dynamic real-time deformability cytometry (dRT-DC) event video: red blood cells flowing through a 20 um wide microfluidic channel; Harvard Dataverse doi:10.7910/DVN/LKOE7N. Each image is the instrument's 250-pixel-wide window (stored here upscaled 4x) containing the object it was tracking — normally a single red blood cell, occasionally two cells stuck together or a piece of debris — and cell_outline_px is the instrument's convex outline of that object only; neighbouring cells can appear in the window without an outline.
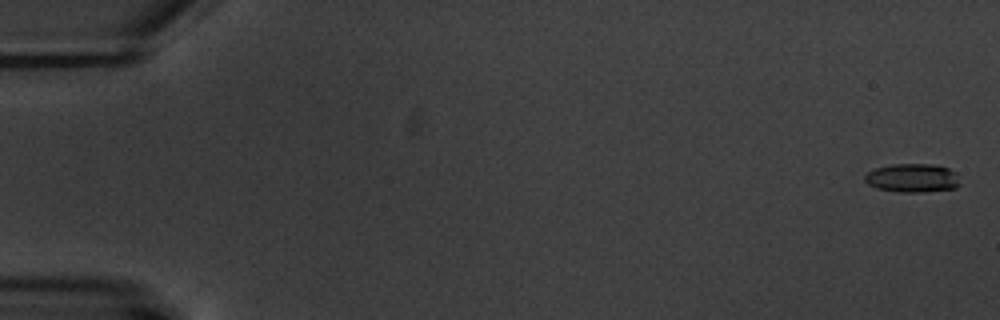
{"species": "common noctule bat (a hibernating species)", "species_latin": "Nyctalus noctula", "temperature_condition": "warm", "stored_images_in_passage": 8, "camera_frame_rate_fps": 3000, "um_per_image_px": 0.085, "animal": {"sex": "male", "body_mass_g": 20.1, "forearm_length_mm": 53.5}, "frame": {"image": 1, "passage_image": 1, "time_ms": 0.0, "image_size_px": [1000, 320], "cell_outline_px": [[960, 184], [956, 188], [924, 192], [900, 192], [880, 188], [868, 184], [864, 180], [864, 176], [868, 172], [876, 168], [892, 164], [932, 164], [948, 168], [956, 172]], "centroid_in_image_um": [77.58, 15.12], "position_along_channel_um": 7.4, "area_um2": 15.84}}
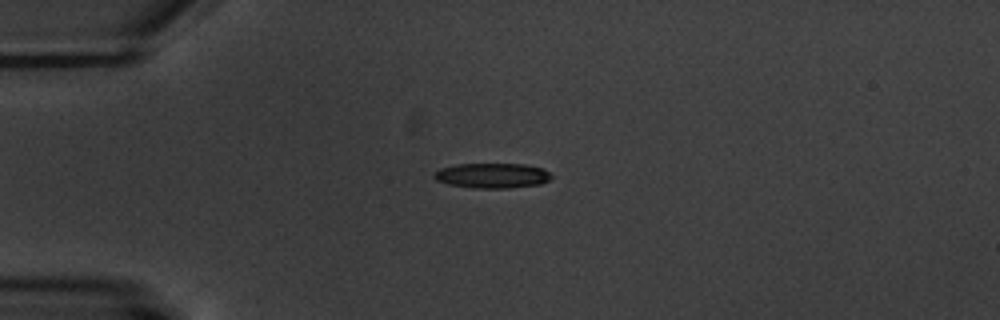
{"frame": {"image": 2, "passage_image": 5, "time_ms": 4.667, "image_size_px": [1000, 320], "cell_outline_px": [[552, 176], [548, 180], [540, 184], [508, 188], [476, 188], [448, 184], [436, 180], [432, 176], [440, 168], [456, 164], [524, 164], [544, 168]], "centroid_in_image_um": [41.83, 14.92], "position_along_channel_um": 43.2, "area_um2": 17.05}}
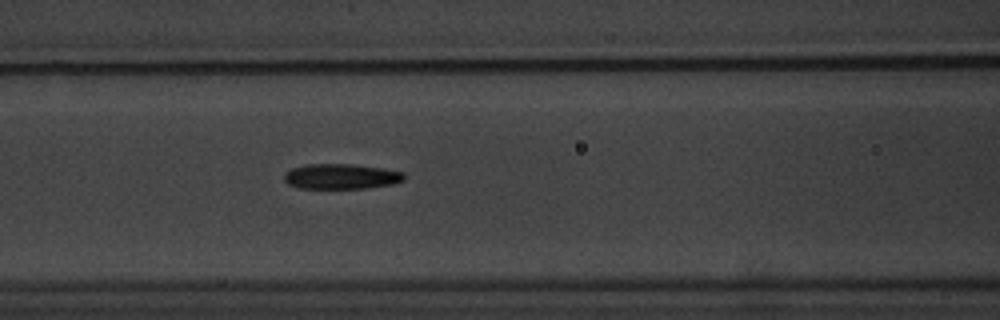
{"frame": {"image": 3, "passage_image": 8, "time_ms": 8.0, "image_size_px": [1000, 320], "cell_outline_px": [[404, 180], [392, 184], [368, 188], [300, 188], [288, 184], [284, 180], [284, 172], [292, 168], [308, 164], [352, 164], [384, 168], [404, 172]], "centroid_in_image_um": [29.0, 14.99], "position_along_channel_um": 137.6, "area_um2": 17.69}}